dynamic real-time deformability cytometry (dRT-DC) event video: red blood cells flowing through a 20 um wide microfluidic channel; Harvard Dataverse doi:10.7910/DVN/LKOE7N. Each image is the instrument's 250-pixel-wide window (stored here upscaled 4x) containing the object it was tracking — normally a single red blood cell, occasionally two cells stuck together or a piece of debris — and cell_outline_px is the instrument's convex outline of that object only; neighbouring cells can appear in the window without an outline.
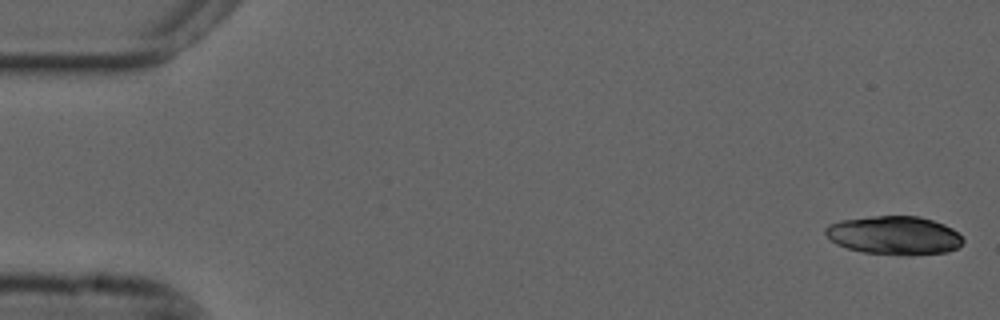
{"species": "common noctule bat (a hibernating species)", "species_latin": "Nyctalus noctula", "temperature_condition": "cold", "stored_images_in_passage": 32, "camera_frame_rate_fps": 3000, "um_per_image_px": 0.085, "animal": {"sex": "male", "forearm_length_mm": 52.5}, "frame": {"image": 1, "passage_image": 1, "time_ms": 0.0, "image_size_px": [1000, 320], "cell_outline_px": [[964, 240], [956, 248], [948, 252], [912, 256], [900, 256], [864, 252], [848, 248], [836, 244], [824, 232], [824, 228], [828, 224], [840, 220], [872, 216], [920, 216], [944, 224], [952, 228]], "centroid_in_image_um": [76.0, 20.01], "position_along_channel_um": 9.0, "area_um2": 31.15}}